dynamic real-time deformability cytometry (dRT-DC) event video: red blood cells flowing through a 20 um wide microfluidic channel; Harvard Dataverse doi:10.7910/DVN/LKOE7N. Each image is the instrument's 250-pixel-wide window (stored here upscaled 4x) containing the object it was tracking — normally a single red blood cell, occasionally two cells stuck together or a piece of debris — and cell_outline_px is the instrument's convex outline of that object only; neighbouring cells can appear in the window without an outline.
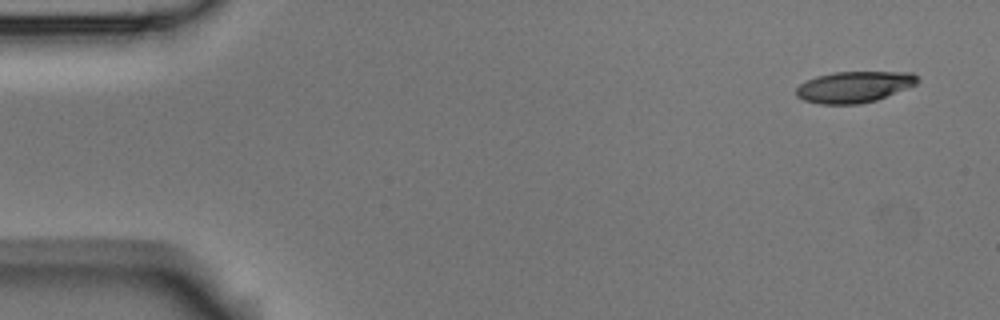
{"species": "Egyptian fruit bat (a non-hibernating species)", "species_latin": "Rousettus aegyptiacus", "temperature_condition": "room temperature", "stored_images_in_passage": 4, "camera_frame_rate_fps": 3000, "um_per_image_px": 0.085, "animal": {"sex": "male"}, "frame": {"image": 1, "passage_image": 1, "time_ms": 0.0, "image_size_px": [1000, 320], "cell_outline_px": [[920, 80], [916, 84], [876, 100], [860, 104], [820, 104], [804, 100], [796, 96], [796, 88], [800, 84], [816, 76], [832, 72], [912, 72]], "centroid_in_image_um": [72.58, 7.38], "position_along_channel_um": 12.4, "area_um2": 21.96}}
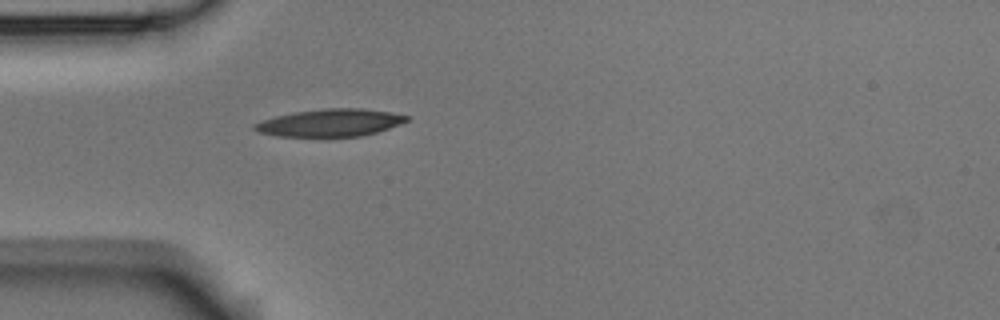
{"frame": {"image": 2, "passage_image": 4, "time_ms": 4.333, "image_size_px": [1000, 320], "cell_outline_px": [[408, 120], [388, 128], [376, 132], [360, 136], [276, 136], [260, 132], [252, 128], [252, 124], [276, 116], [292, 112], [324, 108], [360, 108], [388, 112], [408, 116]], "centroid_in_image_um": [28.01, 10.42], "position_along_channel_um": 57.0, "area_um2": 23.99}}